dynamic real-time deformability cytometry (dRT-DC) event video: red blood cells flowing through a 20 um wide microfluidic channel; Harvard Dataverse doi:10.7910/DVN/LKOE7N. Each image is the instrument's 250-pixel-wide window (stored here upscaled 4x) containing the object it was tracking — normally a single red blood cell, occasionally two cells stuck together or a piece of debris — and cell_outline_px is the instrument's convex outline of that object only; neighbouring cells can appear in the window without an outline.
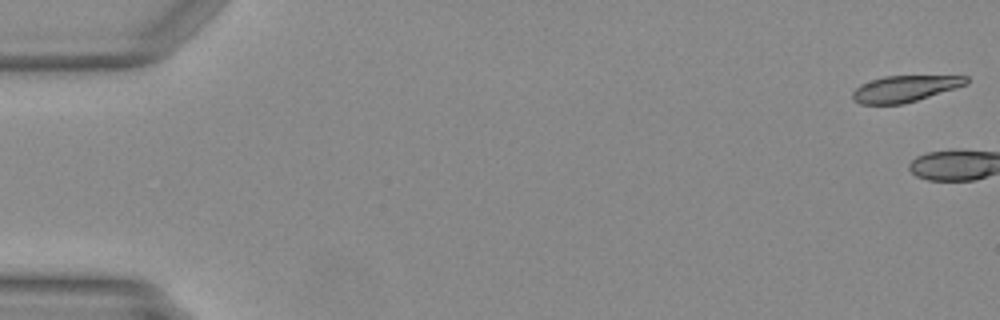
{"species": "Egyptian fruit bat (a non-hibernating species)", "species_latin": "Rousettus aegyptiacus", "temperature_condition": "warm", "stored_images_in_passage": 3, "camera_frame_rate_fps": 3000, "um_per_image_px": 0.085, "animal": {"sex": "female"}, "frame": {"image": 1, "passage_image": 1, "time_ms": 0.0, "image_size_px": [1000, 320], "cell_outline_px": [[968, 84], [956, 88], [904, 104], [860, 104], [852, 100], [852, 92], [860, 84], [884, 76], [968, 76]], "centroid_in_image_um": [76.89, 7.54], "position_along_channel_um": 8.1, "area_um2": 17.4}}